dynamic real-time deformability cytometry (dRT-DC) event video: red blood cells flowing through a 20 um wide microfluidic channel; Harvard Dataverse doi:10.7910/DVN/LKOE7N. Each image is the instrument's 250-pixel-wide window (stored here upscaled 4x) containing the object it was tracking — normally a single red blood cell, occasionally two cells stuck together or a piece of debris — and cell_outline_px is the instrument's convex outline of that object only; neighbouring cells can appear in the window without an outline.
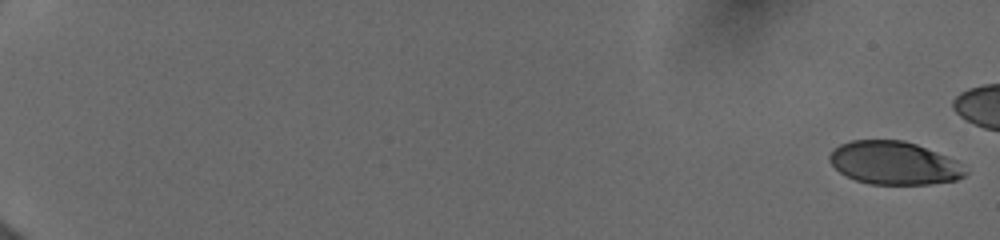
{"species": "human", "species_latin": "Homo sapiens", "temperature_condition": "cold", "stored_images_in_passage": 53, "camera_frame_rate_fps": 3000, "um_per_image_px": 0.085, "donor": {"sex": "female"}, "frame": {"image": 1, "passage_image": 1, "time_ms": 0.0, "image_size_px": [1000, 240], "cell_outline_px": [[968, 172], [964, 176], [956, 180], [932, 184], [868, 184], [856, 180], [840, 172], [828, 160], [828, 156], [832, 148], [840, 144], [852, 140], [904, 140], [916, 144], [956, 160]], "centroid_in_image_um": [75.97, 13.85], "position_along_channel_um": 9.0, "area_um2": 34.1}}
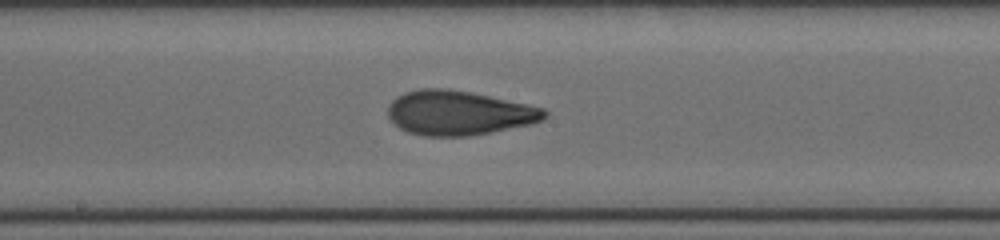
{"frame": {"image": 2, "passage_image": 42, "time_ms": 10.667, "image_size_px": [1000, 240], "cell_outline_px": [[548, 116], [544, 120], [532, 124], [468, 136], [424, 136], [408, 132], [400, 128], [388, 116], [388, 104], [396, 96], [404, 92], [420, 88], [448, 88], [472, 92], [528, 104], [544, 108], [548, 112]], "centroid_in_image_um": [39.01, 9.58], "position_along_channel_um": 209.2, "area_um2": 40.81}}
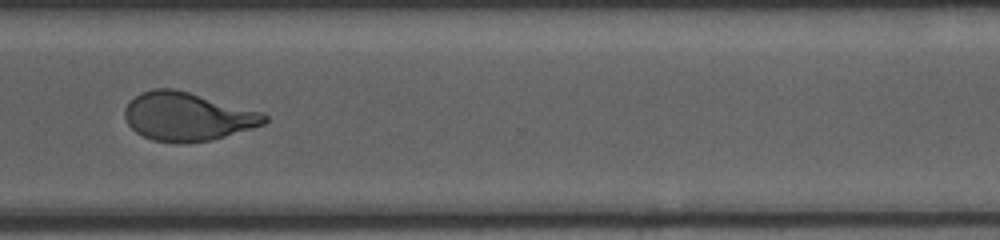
{"frame": {"image": 3, "passage_image": 52, "time_ms": 14.333, "image_size_px": [1000, 240], "cell_outline_px": [[268, 120], [264, 124], [252, 128], [212, 140], [152, 140], [136, 132], [128, 124], [124, 116], [124, 108], [140, 92], [152, 88], [176, 88], [264, 112], [268, 116]], "centroid_in_image_um": [15.96, 9.85], "position_along_channel_um": 354.6, "area_um2": 38.96}}